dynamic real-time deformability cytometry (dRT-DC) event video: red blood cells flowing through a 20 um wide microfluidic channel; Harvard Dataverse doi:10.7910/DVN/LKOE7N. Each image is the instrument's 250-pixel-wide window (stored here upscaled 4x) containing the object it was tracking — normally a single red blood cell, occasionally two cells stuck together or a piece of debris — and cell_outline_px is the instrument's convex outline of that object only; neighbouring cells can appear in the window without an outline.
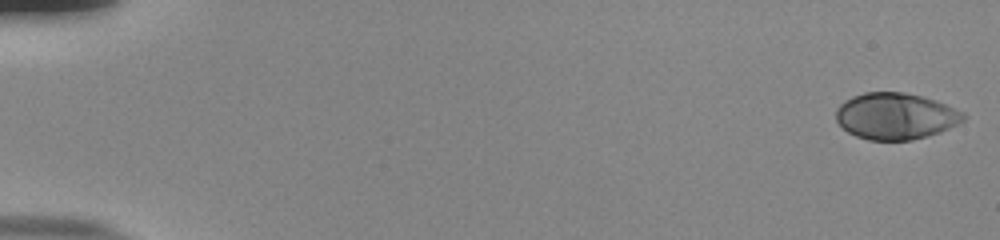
{"species": "human", "species_latin": "Homo sapiens", "temperature_condition": "room temperature", "stored_images_in_passage": 54, "camera_frame_rate_fps": 3000, "um_per_image_px": 0.085, "donor": {"sex": "male"}, "frame": {"image": 1, "passage_image": 1, "time_ms": 0.0, "image_size_px": [1000, 240], "cell_outline_px": [[968, 116], [964, 120], [940, 132], [912, 140], [868, 140], [856, 136], [848, 132], [836, 120], [836, 108], [844, 100], [852, 96], [864, 92], [904, 92], [924, 96], [936, 100], [964, 112]], "centroid_in_image_um": [76.13, 9.86], "position_along_channel_um": 8.9, "area_um2": 34.68}}
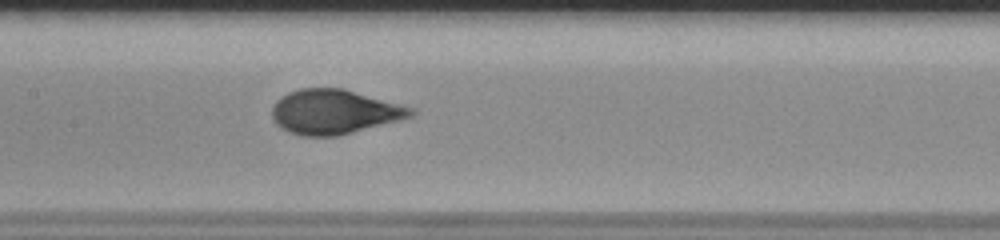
{"frame": {"image": 2, "passage_image": 28, "time_ms": 9.0, "image_size_px": [1000, 240], "cell_outline_px": [[416, 112], [412, 116], [404, 120], [340, 136], [304, 136], [288, 132], [280, 128], [276, 124], [272, 116], [272, 108], [276, 100], [288, 92], [300, 88], [344, 88], [416, 108]], "centroid_in_image_um": [28.47, 9.51], "position_along_channel_um": 178.9, "area_um2": 36.7}}
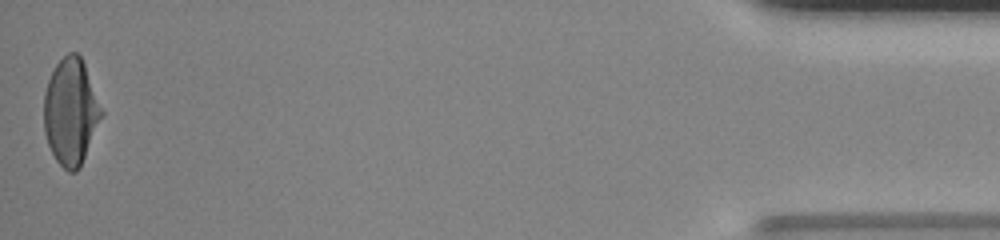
{"frame": {"image": 3, "passage_image": 54, "time_ms": 17.667, "image_size_px": [1000, 240], "cell_outline_px": [[104, 112], [80, 168], [76, 172], [68, 172], [56, 160], [48, 144], [44, 132], [44, 92], [48, 80], [56, 64], [68, 52], [76, 52], [80, 56], [84, 64]], "centroid_in_image_um": [6.01, 9.51], "position_along_channel_um": 429.2, "area_um2": 35.6}, "authors_computed_cell_mechanics": {"area_um2": 35.3158, "velocity_mm_per_s": 3.8416, "shape_relaxation_time_tau1_ms": 4.8098, "shape_relaxation_time_tau2_ms": null, "deformation_change_tau1": 0.2091, "deformation_change_tau2": null}}